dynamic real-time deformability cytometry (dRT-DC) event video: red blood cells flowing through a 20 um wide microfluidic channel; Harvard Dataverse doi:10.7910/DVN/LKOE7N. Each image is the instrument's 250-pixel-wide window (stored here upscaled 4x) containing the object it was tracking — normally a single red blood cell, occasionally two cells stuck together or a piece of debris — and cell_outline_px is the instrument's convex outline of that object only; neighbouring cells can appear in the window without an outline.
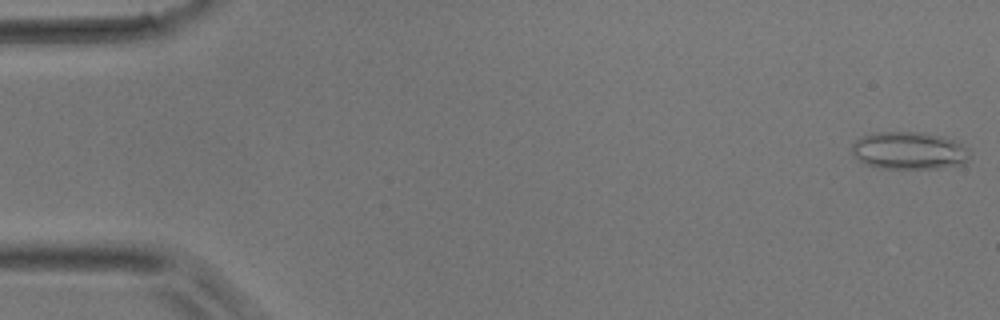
{"species": "common noctule bat (a hibernating species)", "species_latin": "Nyctalus noctula", "temperature_condition": "room temperature", "stored_images_in_passage": 12, "camera_frame_rate_fps": 3000, "um_per_image_px": 0.085, "animal": {"sex": "male", "body_mass_g": 17.9}, "frame": {"image": 1, "passage_image": 1, "time_ms": 0.0, "image_size_px": [1000, 320], "cell_outline_px": [[972, 156], [964, 164], [936, 168], [880, 168], [864, 164], [852, 152], [852, 144], [860, 136], [872, 132], [924, 132], [944, 136], [956, 140], [968, 148]], "centroid_in_image_um": [77.31, 12.79], "position_along_channel_um": 7.7, "area_um2": 26.18}}